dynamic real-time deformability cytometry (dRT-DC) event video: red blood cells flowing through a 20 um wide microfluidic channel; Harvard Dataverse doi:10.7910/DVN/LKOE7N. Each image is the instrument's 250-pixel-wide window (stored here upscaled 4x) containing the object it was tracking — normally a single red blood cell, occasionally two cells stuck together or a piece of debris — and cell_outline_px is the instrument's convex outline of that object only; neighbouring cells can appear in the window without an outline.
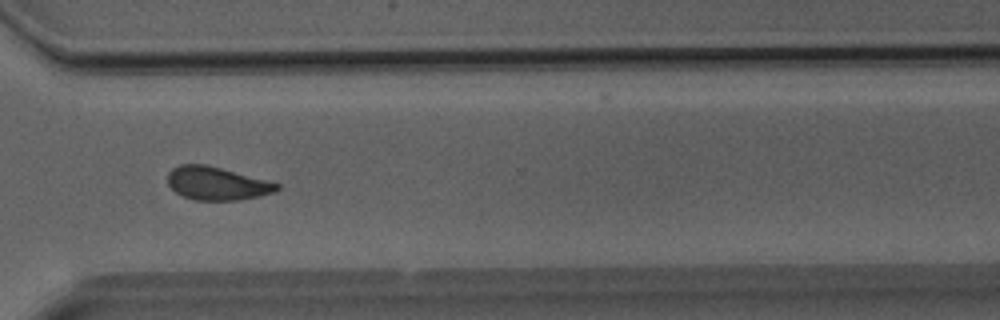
{"species": "Egyptian fruit bat (a non-hibernating species)", "species_latin": "Rousettus aegyptiacus", "temperature_condition": "room temperature", "stored_images_in_passage": 34, "camera_frame_rate_fps": 3000, "um_per_image_px": 0.085, "animal": {"sex": "male"}, "frame": {"image": 1, "passage_image": 25, "time_ms": 8.0, "image_size_px": [1000, 320], "cell_outline_px": [[280, 188], [276, 192], [236, 200], [196, 200], [184, 196], [176, 192], [168, 184], [168, 172], [172, 168], [180, 164], [208, 164], [268, 180], [280, 184]], "centroid_in_image_um": [18.44, 15.57], "position_along_channel_um": 352.2, "area_um2": 21.15}}
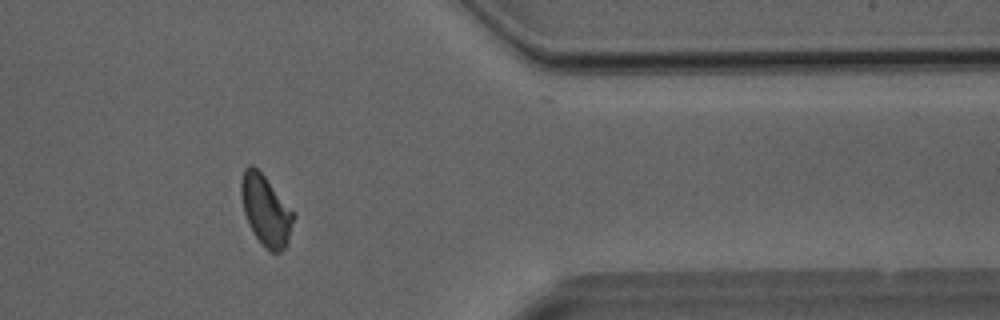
{"frame": {"image": 2, "passage_image": 28, "time_ms": 9.0, "image_size_px": [1000, 320], "cell_outline_px": [[296, 216], [284, 248], [280, 252], [272, 252], [252, 232], [248, 224], [244, 212], [240, 192], [240, 184], [244, 168], [248, 164], [252, 164], [264, 176], [296, 212]], "centroid_in_image_um": [22.59, 17.83], "position_along_channel_um": 388.8, "area_um2": 21.39}}
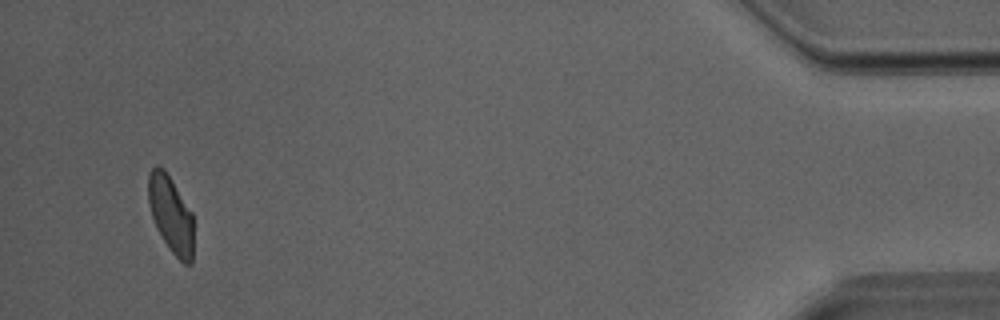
{"frame": {"image": 3, "passage_image": 33, "time_ms": 10.667, "image_size_px": [1000, 320], "cell_outline_px": [[192, 264], [184, 264], [172, 252], [156, 228], [148, 204], [148, 176], [152, 168], [156, 164], [164, 168], [192, 212]], "centroid_in_image_um": [14.5, 18.19], "position_along_channel_um": 420.7, "area_um2": 20.06}}